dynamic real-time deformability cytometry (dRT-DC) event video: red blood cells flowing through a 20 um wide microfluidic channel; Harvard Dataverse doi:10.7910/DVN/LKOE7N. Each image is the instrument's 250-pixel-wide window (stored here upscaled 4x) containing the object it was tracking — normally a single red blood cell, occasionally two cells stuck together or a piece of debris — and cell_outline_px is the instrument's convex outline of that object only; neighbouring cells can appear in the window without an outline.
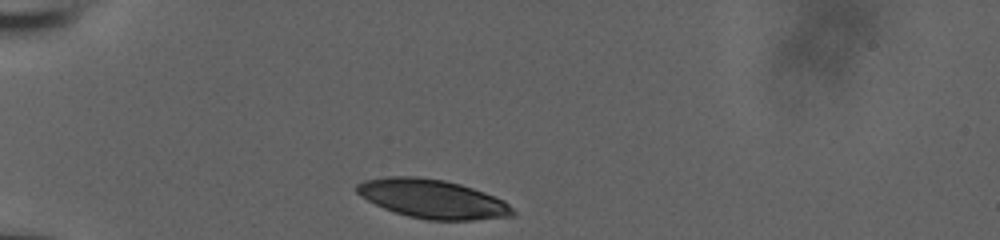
{"species": "human", "species_latin": "Homo sapiens", "temperature_condition": "room temperature", "stored_images_in_passage": 31, "camera_frame_rate_fps": 3000, "um_per_image_px": 0.085, "donor": {"sex": "male"}, "frame": {"image": 1, "passage_image": 1, "time_ms": 0.0, "image_size_px": [1000, 240], "cell_outline_px": [[516, 212], [512, 216], [472, 220], [428, 220], [408, 216], [384, 208], [360, 196], [356, 192], [356, 184], [364, 180], [388, 176], [416, 176], [444, 180], [460, 184], [484, 192], [504, 200]], "centroid_in_image_um": [36.76, 16.9], "position_along_channel_um": 48.2, "area_um2": 35.2}}
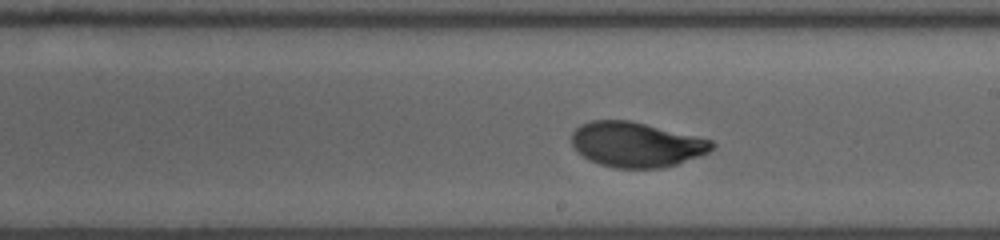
{"frame": {"image": 2, "passage_image": 18, "time_ms": 5.667, "image_size_px": [1000, 240], "cell_outline_px": [[716, 144], [708, 152], [676, 164], [664, 168], [612, 168], [600, 164], [584, 156], [572, 144], [572, 132], [580, 124], [592, 120], [628, 120], [696, 136], [712, 140]], "centroid_in_image_um": [54.07, 12.28], "position_along_channel_um": 234.9, "area_um2": 36.36}}
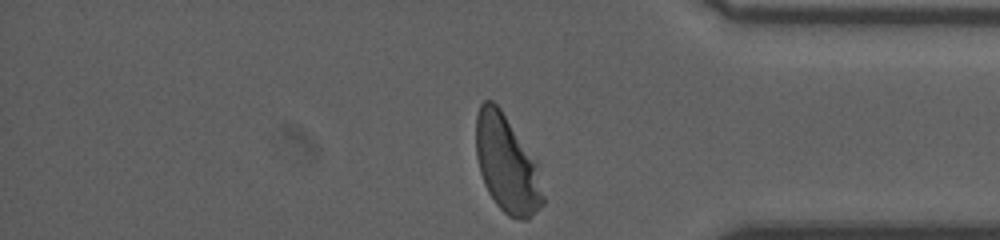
{"frame": {"image": 3, "passage_image": 31, "time_ms": 10.0, "image_size_px": [1000, 240], "cell_outline_px": [[544, 204], [528, 220], [520, 220], [508, 216], [496, 204], [488, 192], [484, 184], [480, 172], [476, 156], [476, 116], [480, 104], [484, 100], [492, 100], [500, 108], [540, 164], [544, 196]], "centroid_in_image_um": [43.12, 13.97], "position_along_channel_um": 392.1, "area_um2": 38.67}, "authors_computed_cell_mechanics": {"area_um2": 37.3388, "velocity_mm_per_s": 3.8997, "shape_relaxation_time_tau1_ms": 3.276, "shape_relaxation_time_tau2_ms": null, "deformation_change_tau1": 0.1727, "deformation_change_tau2": null}}